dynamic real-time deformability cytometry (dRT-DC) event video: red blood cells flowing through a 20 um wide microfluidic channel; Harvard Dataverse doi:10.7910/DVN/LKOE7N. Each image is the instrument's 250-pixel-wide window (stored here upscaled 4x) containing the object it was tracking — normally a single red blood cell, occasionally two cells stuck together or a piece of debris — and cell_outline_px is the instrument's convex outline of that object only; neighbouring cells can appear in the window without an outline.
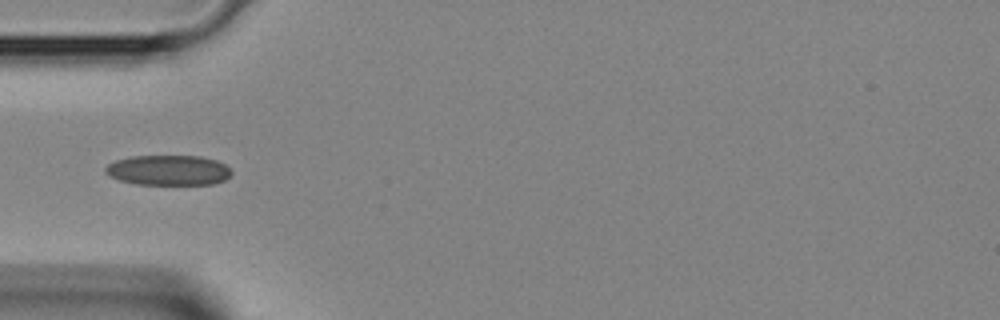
{"species": "Egyptian fruit bat (a non-hibernating species)", "species_latin": "Rousettus aegyptiacus", "temperature_condition": "room temperature", "stored_images_in_passage": 30, "camera_frame_rate_fps": 3000, "um_per_image_px": 0.085, "animal": {"sex": "female"}, "frame": {"image": 1, "passage_image": 1, "time_ms": 0.0, "image_size_px": [1000, 320], "cell_outline_px": [[232, 172], [224, 180], [212, 184], [136, 184], [120, 180], [108, 176], [104, 172], [104, 168], [108, 164], [116, 160], [132, 156], [200, 156], [216, 160], [232, 168]], "centroid_in_image_um": [14.3, 14.46], "position_along_channel_um": 70.7, "area_um2": 22.2}}
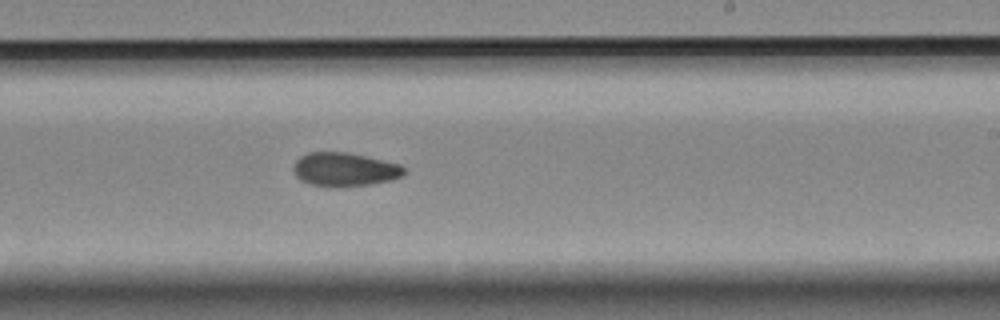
{"frame": {"image": 2, "passage_image": 13, "time_ms": 4.0, "image_size_px": [1000, 320], "cell_outline_px": [[404, 176], [392, 180], [372, 184], [336, 188], [308, 184], [300, 180], [296, 176], [292, 168], [296, 160], [300, 156], [308, 152], [344, 152], [364, 156], [400, 164], [404, 168]], "centroid_in_image_um": [29.26, 14.42], "position_along_channel_um": 259.7, "area_um2": 21.96}}
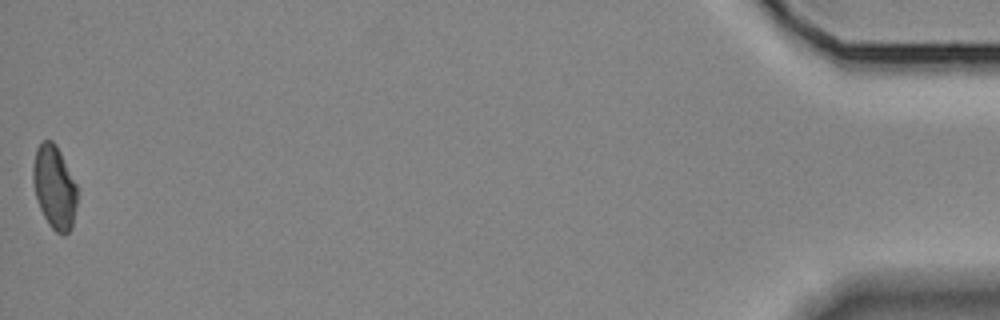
{"frame": {"image": 3, "passage_image": 30, "time_ms": 9.667, "image_size_px": [1000, 320], "cell_outline_px": [[76, 204], [72, 228], [64, 236], [56, 232], [48, 224], [40, 208], [36, 196], [32, 180], [32, 168], [36, 148], [44, 140], [52, 140], [56, 144], [76, 184]], "centroid_in_image_um": [4.61, 15.92], "position_along_channel_um": 430.6, "area_um2": 21.33}}